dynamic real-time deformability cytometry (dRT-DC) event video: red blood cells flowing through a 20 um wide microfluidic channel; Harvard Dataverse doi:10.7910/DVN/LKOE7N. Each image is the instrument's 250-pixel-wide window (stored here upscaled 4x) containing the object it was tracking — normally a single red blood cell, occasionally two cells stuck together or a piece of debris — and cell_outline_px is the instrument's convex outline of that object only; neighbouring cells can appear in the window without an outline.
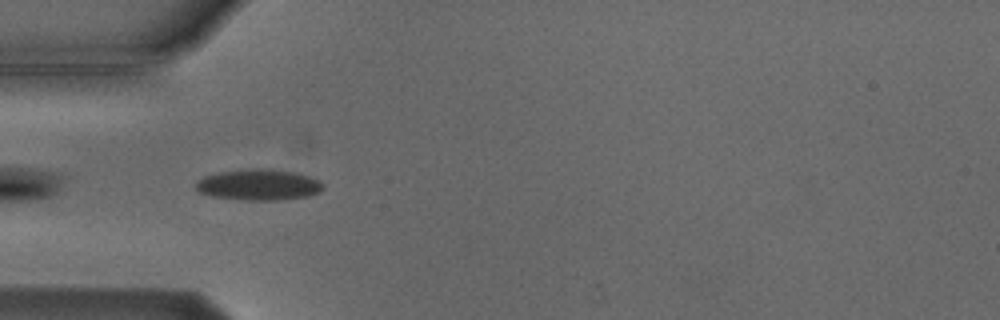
{"species": "Egyptian fruit bat (a non-hibernating species)", "species_latin": "Rousettus aegyptiacus", "temperature_condition": "cold", "stored_images_in_passage": 7, "camera_frame_rate_fps": 3000, "um_per_image_px": 0.085, "animal": {"sex": "male"}, "frame": {"image": 1, "passage_image": 3, "time_ms": 2.333, "image_size_px": [1000, 320], "cell_outline_px": [[324, 188], [320, 192], [308, 196], [280, 200], [248, 200], [212, 196], [200, 192], [196, 188], [196, 180], [204, 176], [220, 172], [252, 168], [268, 168], [296, 172], [320, 180], [324, 184]], "centroid_in_image_um": [22.03, 15.69], "position_along_channel_um": 63.0, "area_um2": 23.12}}
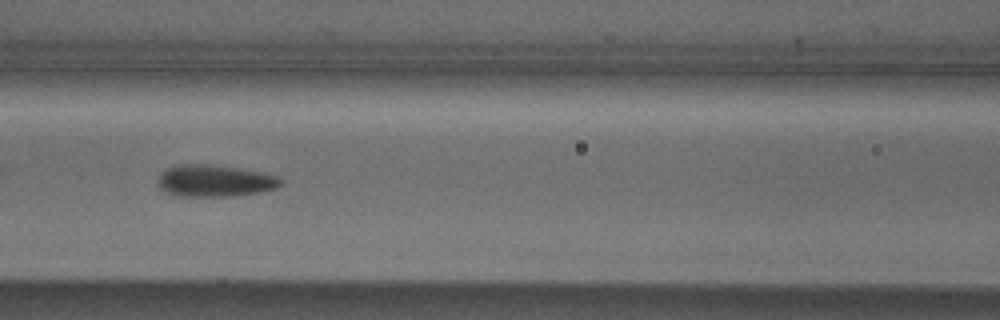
{"frame": {"image": 2, "passage_image": 5, "time_ms": 4.667, "image_size_px": [1000, 320], "cell_outline_px": [[284, 184], [276, 188], [260, 192], [232, 196], [180, 196], [164, 192], [156, 184], [156, 180], [160, 172], [176, 164], [208, 164], [240, 168], [260, 172], [276, 176]], "centroid_in_image_um": [18.19, 15.36], "position_along_channel_um": 148.4, "area_um2": 23.0}}
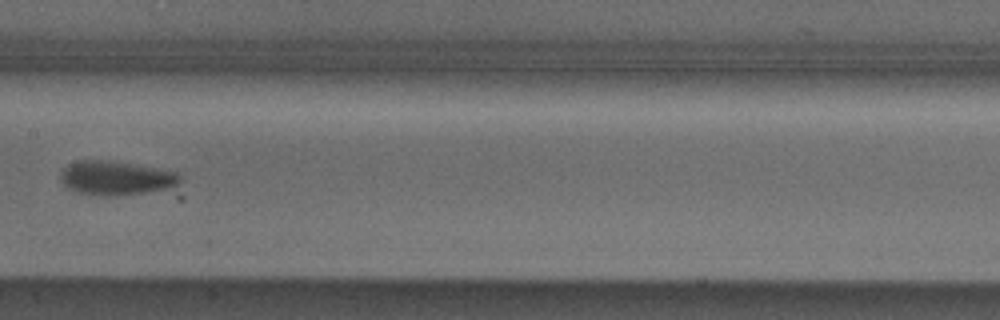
{"frame": {"image": 3, "passage_image": 6, "time_ms": 6.0, "image_size_px": [1000, 320], "cell_outline_px": [[180, 180], [176, 184], [164, 188], [116, 196], [104, 196], [76, 192], [68, 188], [60, 180], [60, 172], [68, 164], [76, 160], [100, 160], [132, 164], [176, 172], [180, 176]], "centroid_in_image_um": [9.74, 15.12], "position_along_channel_um": 197.7, "area_um2": 23.12}}